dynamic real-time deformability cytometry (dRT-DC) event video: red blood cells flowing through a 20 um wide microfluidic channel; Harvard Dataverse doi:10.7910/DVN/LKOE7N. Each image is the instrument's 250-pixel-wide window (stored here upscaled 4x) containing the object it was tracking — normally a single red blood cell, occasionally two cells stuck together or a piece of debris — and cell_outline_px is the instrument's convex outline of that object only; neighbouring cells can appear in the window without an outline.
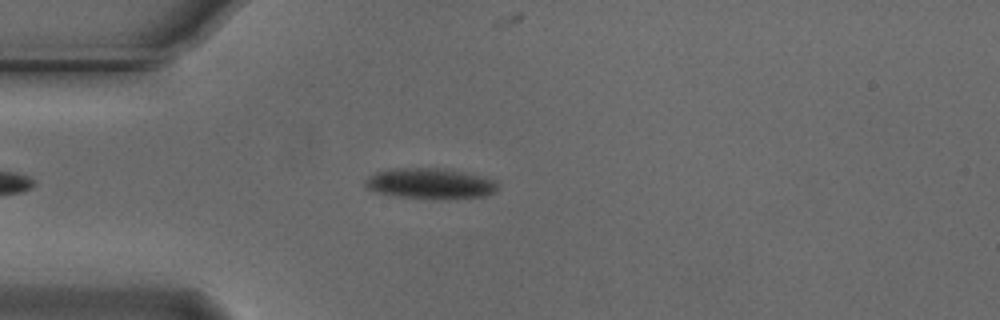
{"species": "Egyptian fruit bat (a non-hibernating species)", "species_latin": "Rousettus aegyptiacus", "temperature_condition": "cold", "stored_images_in_passage": 50, "camera_frame_rate_fps": 3000, "um_per_image_px": 0.085, "animal": {"sex": "male"}, "frame": {"image": 1, "passage_image": 9, "time_ms": 2.667, "image_size_px": [1000, 320], "cell_outline_px": [[496, 192], [488, 196], [456, 200], [436, 200], [396, 196], [376, 192], [368, 188], [364, 184], [364, 180], [368, 176], [376, 172], [388, 168], [452, 168], [496, 180]], "centroid_in_image_um": [36.61, 15.61], "position_along_channel_um": 48.4, "area_um2": 24.57}}
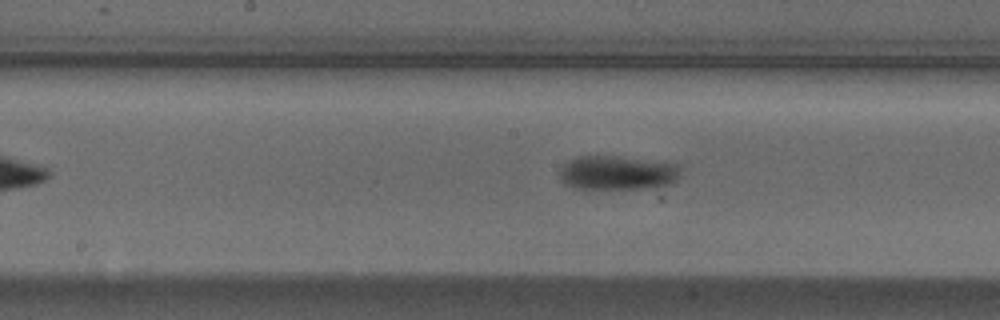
{"frame": {"image": 2, "passage_image": 22, "time_ms": 7.0, "image_size_px": [1000, 320], "cell_outline_px": [[680, 176], [676, 180], [668, 184], [652, 188], [572, 188], [564, 184], [560, 180], [556, 172], [568, 160], [576, 156], [616, 156], [676, 160], [680, 164]], "centroid_in_image_um": [52.54, 14.64], "position_along_channel_um": 195.7, "area_um2": 25.14}}
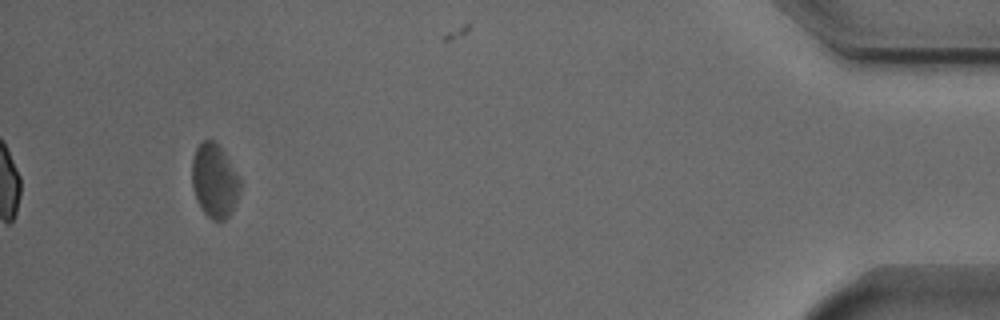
{"frame": {"image": 3, "passage_image": 46, "time_ms": 15.0, "image_size_px": [1000, 320], "cell_outline_px": [[240, 192], [232, 212], [224, 220], [212, 220], [200, 208], [192, 184], [192, 160], [196, 148], [204, 140], [212, 140], [220, 144], [236, 172], [240, 180]], "centroid_in_image_um": [18.24, 15.36], "position_along_channel_um": 417.0, "area_um2": 20.69}}